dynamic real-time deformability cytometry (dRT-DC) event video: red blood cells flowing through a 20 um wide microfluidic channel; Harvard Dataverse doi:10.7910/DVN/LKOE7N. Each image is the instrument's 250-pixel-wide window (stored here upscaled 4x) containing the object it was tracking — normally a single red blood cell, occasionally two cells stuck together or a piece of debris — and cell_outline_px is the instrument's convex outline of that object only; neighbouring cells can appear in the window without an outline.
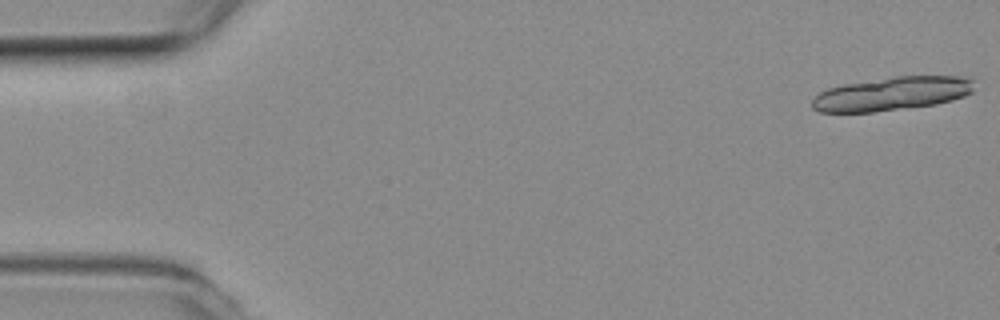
{"species": "common noctule bat (a hibernating species)", "species_latin": "Nyctalus noctula", "temperature_condition": "room temperature", "stored_images_in_passage": 20, "camera_frame_rate_fps": 3000, "um_per_image_px": 0.085, "animal": {"sex": "female", "body_mass_g": 19.3, "forearm_length_mm": 54.1}, "frame": {"image": 1, "passage_image": 1, "time_ms": 0.0, "image_size_px": [1000, 320], "cell_outline_px": [[972, 92], [964, 96], [952, 100], [936, 104], [872, 112], [820, 112], [812, 108], [812, 100], [820, 92], [828, 88], [844, 84], [896, 76], [960, 76], [972, 80]], "centroid_in_image_um": [75.79, 7.97], "position_along_channel_um": 9.2, "area_um2": 31.44}}